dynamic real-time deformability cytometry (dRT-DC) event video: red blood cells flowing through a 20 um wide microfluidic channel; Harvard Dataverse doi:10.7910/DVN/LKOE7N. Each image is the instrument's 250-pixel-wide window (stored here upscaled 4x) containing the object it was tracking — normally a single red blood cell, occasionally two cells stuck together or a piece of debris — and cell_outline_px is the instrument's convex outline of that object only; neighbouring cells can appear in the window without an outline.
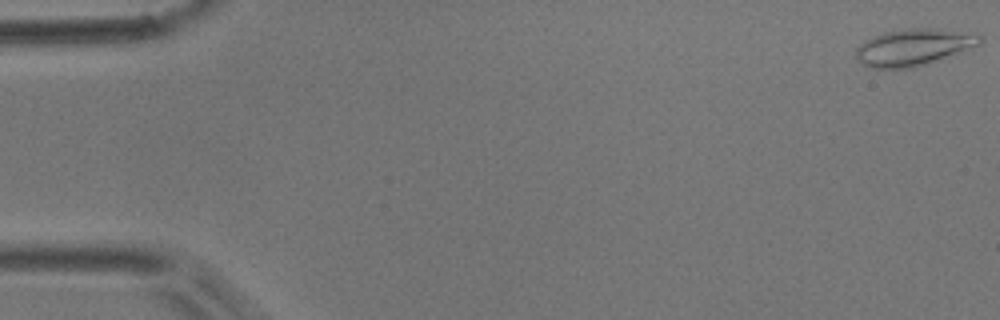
{"species": "common noctule bat (a hibernating species)", "species_latin": "Nyctalus noctula", "temperature_condition": "room temperature", "stored_images_in_passage": 5, "camera_frame_rate_fps": 3000, "um_per_image_px": 0.085, "animal": {"sex": "male", "body_mass_g": 17.9}, "frame": {"image": 1, "passage_image": 1, "time_ms": 0.0, "image_size_px": [1000, 320], "cell_outline_px": [[984, 40], [980, 44], [960, 52], [912, 68], [872, 68], [864, 64], [856, 56], [856, 48], [864, 40], [884, 32], [908, 28], [936, 28], [980, 32], [984, 36]], "centroid_in_image_um": [77.74, 3.97], "position_along_channel_um": 7.3, "area_um2": 26.76}}